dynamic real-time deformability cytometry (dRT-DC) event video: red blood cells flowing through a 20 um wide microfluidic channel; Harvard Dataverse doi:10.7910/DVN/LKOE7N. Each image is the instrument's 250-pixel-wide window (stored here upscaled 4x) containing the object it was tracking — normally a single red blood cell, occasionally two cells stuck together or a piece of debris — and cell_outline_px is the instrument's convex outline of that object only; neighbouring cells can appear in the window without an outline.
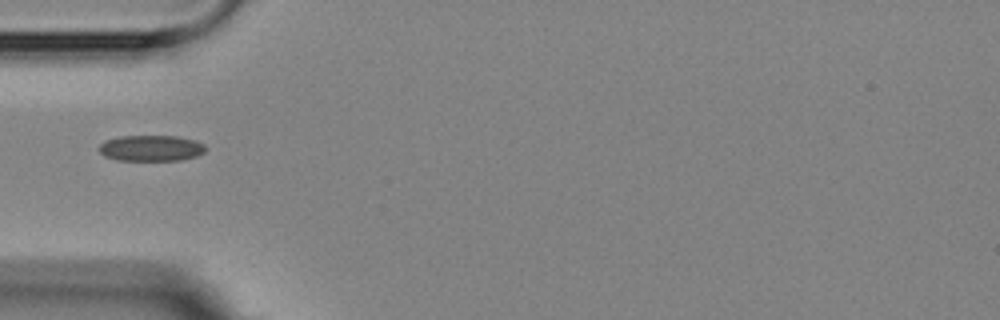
{"species": "Egyptian fruit bat (a non-hibernating species)", "species_latin": "Rousettus aegyptiacus", "temperature_condition": "room temperature", "stored_images_in_passage": 5, "segment_of_instrument_passage": [2, 2], "camera_frame_rate_fps": 3000, "um_per_image_px": 0.085, "animal": {"sex": "female"}, "frame": {"image": 1, "passage_image": 5, "time_ms": 4.667, "image_size_px": [1000, 320], "cell_outline_px": [[204, 152], [196, 156], [180, 160], [116, 160], [104, 156], [100, 152], [100, 144], [104, 140], [120, 136], [176, 136], [196, 140], [204, 144]], "centroid_in_image_um": [12.82, 12.59], "position_along_channel_um": 72.2, "area_um2": 16.07}}